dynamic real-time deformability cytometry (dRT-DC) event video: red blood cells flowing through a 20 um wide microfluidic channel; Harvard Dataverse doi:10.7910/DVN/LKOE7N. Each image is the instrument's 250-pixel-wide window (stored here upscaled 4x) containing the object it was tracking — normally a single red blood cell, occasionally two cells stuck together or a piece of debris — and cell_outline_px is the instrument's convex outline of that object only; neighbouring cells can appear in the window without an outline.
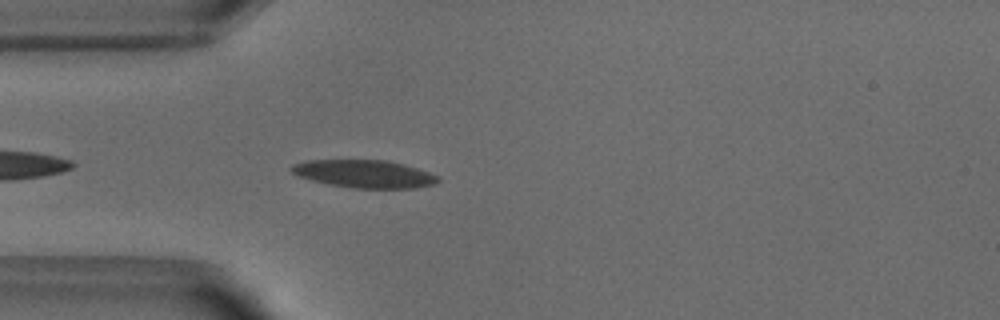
{"species": "common noctule bat (a hibernating species)", "species_latin": "Nyctalus noctula", "temperature_condition": "warm", "stored_images_in_passage": 37, "camera_frame_rate_fps": 3000, "um_per_image_px": 0.085, "animal": {"sex": "male", "body_mass_g": 18.8}, "frame": {"image": 1, "passage_image": 1, "time_ms": 0.0, "image_size_px": [1000, 320], "cell_outline_px": [[440, 180], [436, 184], [416, 188], [352, 188], [328, 184], [296, 176], [288, 168], [292, 164], [304, 160], [388, 160], [404, 164], [440, 176]], "centroid_in_image_um": [30.95, 14.77], "position_along_channel_um": 54.1, "area_um2": 23.99}}
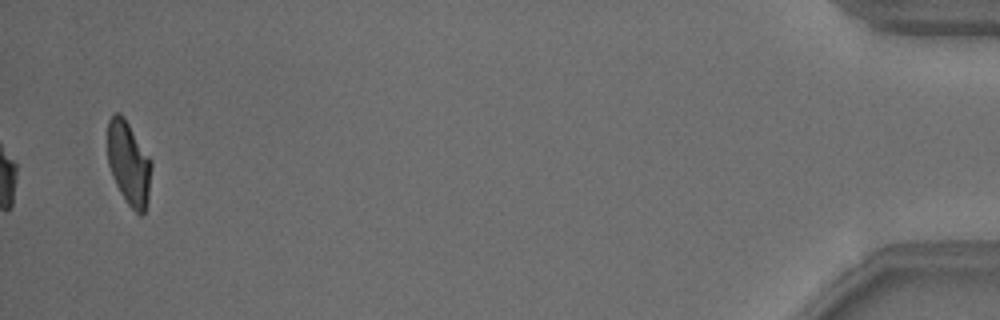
{"frame": {"image": 2, "passage_image": 37, "time_ms": 12.0, "image_size_px": [1000, 320], "cell_outline_px": [[152, 168], [148, 200], [144, 212], [140, 216], [128, 204], [120, 192], [112, 176], [108, 164], [108, 120], [116, 112], [120, 112], [124, 116], [152, 160]], "centroid_in_image_um": [10.96, 13.87], "position_along_channel_um": 424.2, "area_um2": 21.5}, "authors_computed_cell_mechanics": {"area_um2": 23.12, "velocity_mm_per_s": 3.8626, "shape_relaxation_time_tau1_ms": 3.0698, "shape_relaxation_time_tau2_ms": 1.6499, "deformation_change_tau1": 0.1726, "deformation_change_tau2": 0.0995}}